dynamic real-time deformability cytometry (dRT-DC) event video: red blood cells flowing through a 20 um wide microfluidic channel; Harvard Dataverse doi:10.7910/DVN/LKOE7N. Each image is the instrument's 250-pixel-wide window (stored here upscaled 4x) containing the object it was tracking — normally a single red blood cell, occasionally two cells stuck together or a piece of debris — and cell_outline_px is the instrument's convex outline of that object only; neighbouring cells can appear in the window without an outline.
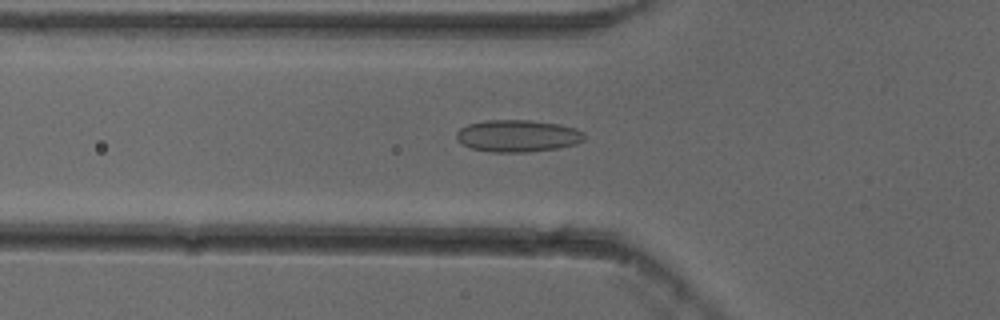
{"species": "common noctule bat (a hibernating species)", "species_latin": "Nyctalus noctula", "temperature_condition": "cold", "stored_images_in_passage": 44, "camera_frame_rate_fps": 3000, "um_per_image_px": 0.085, "animal": {"sex": "female"}, "frame": {"image": 1, "passage_image": 9, "time_ms": 2.667, "image_size_px": [1000, 320], "cell_outline_px": [[584, 140], [576, 144], [560, 148], [528, 152], [492, 152], [472, 148], [456, 140], [456, 132], [460, 128], [468, 124], [484, 120], [528, 120], [560, 124], [576, 128], [584, 132]], "centroid_in_image_um": [44.02, 11.55], "position_along_channel_um": 81.8, "area_um2": 24.04}}
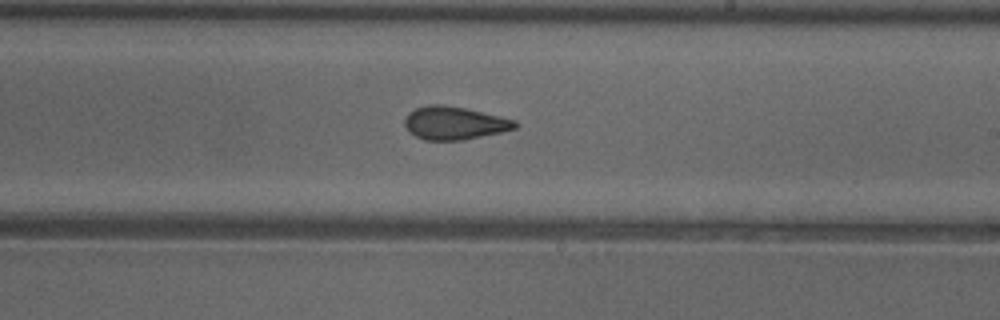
{"frame": {"image": 2, "passage_image": 22, "time_ms": 7.0, "image_size_px": [1000, 320], "cell_outline_px": [[520, 124], [516, 128], [500, 132], [464, 140], [424, 140], [408, 132], [404, 124], [404, 120], [408, 112], [416, 108], [428, 104], [444, 104], [464, 108], [500, 116], [516, 120]], "centroid_in_image_um": [38.6, 10.45], "position_along_channel_um": 250.4, "area_um2": 21.39}}
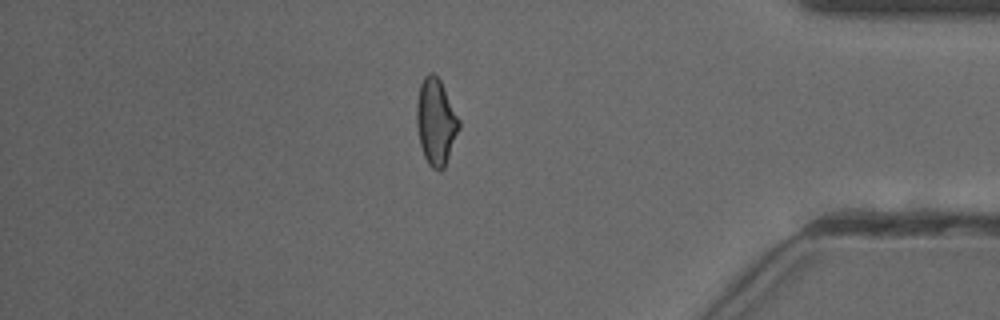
{"frame": {"image": 3, "passage_image": 36, "time_ms": 11.667, "image_size_px": [1000, 320], "cell_outline_px": [[460, 128], [444, 168], [440, 172], [432, 168], [428, 164], [424, 156], [420, 144], [416, 124], [416, 104], [420, 84], [424, 76], [428, 72], [432, 72], [440, 80], [460, 120]], "centroid_in_image_um": [37.04, 10.36], "position_along_channel_um": 398.2, "area_um2": 21.39}, "authors_computed_cell_mechanics": {"area_um2": 21.386, "velocity_mm_per_s": 3.8678, "shape_relaxation_time_tau1_ms": null, "shape_relaxation_time_tau2_ms": 1.92, "deformation_change_tau1": null, "deformation_change_tau2": 0.0843}}